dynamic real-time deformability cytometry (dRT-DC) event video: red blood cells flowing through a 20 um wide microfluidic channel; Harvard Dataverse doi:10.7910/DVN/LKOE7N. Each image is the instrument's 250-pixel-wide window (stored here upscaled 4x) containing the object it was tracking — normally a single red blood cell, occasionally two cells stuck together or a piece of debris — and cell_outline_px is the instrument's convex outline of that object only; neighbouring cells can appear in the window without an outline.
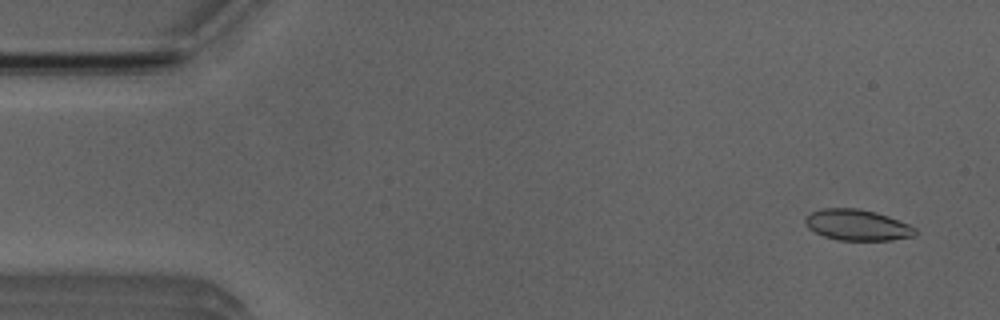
{"species": "Egyptian fruit bat (a non-hibernating species)", "species_latin": "Rousettus aegyptiacus", "temperature_condition": "room temperature", "stored_images_in_passage": 53, "camera_frame_rate_fps": 3000, "um_per_image_px": 0.085, "animal": {"sex": "male"}, "frame": {"image": 1, "passage_image": 3, "time_ms": 0.667, "image_size_px": [1000, 320], "cell_outline_px": [[916, 232], [912, 236], [892, 240], [836, 240], [824, 236], [808, 228], [804, 224], [804, 220], [812, 212], [824, 208], [860, 208], [876, 212], [888, 216], [908, 224], [916, 228]], "centroid_in_image_um": [72.85, 19.12], "position_along_channel_um": 12.1, "area_um2": 19.77}}
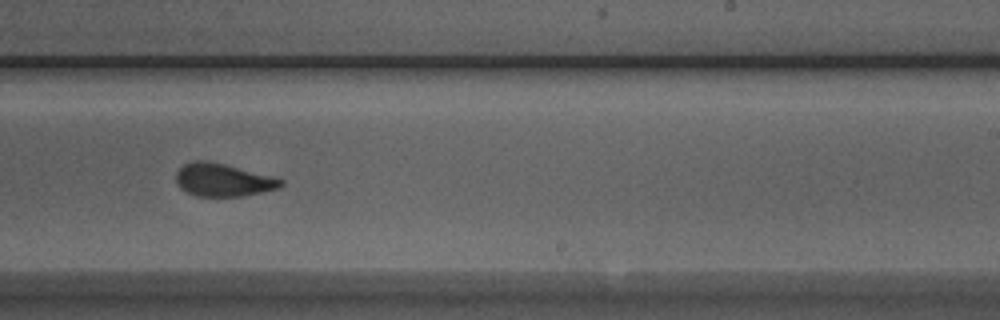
{"frame": {"image": 2, "passage_image": 32, "time_ms": 10.333, "image_size_px": [1000, 320], "cell_outline_px": [[284, 184], [280, 188], [240, 196], [196, 196], [180, 188], [176, 184], [176, 172], [184, 164], [192, 160], [208, 160], [272, 176], [284, 180]], "centroid_in_image_um": [18.94, 15.29], "position_along_channel_um": 270.1, "area_um2": 20.06}}
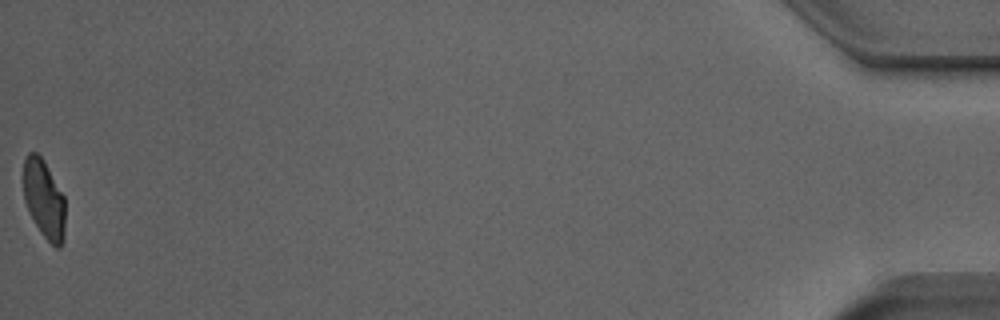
{"frame": {"image": 3, "passage_image": 53, "time_ms": 17.333, "image_size_px": [1000, 320], "cell_outline_px": [[64, 240], [60, 248], [56, 248], [40, 232], [24, 200], [24, 160], [28, 152], [36, 152], [44, 160], [64, 196]], "centroid_in_image_um": [3.75, 16.92], "position_along_channel_um": 431.4, "area_um2": 18.9}, "authors_computed_cell_mechanics": {"area_um2": 20.6924, "velocity_mm_per_s": 3.8344, "shape_relaxation_time_tau1_ms": 7.0977, "shape_relaxation_time_tau2_ms": 1.0494, "deformation_change_tau1": 0.1883, "deformation_change_tau2": 0.059}}